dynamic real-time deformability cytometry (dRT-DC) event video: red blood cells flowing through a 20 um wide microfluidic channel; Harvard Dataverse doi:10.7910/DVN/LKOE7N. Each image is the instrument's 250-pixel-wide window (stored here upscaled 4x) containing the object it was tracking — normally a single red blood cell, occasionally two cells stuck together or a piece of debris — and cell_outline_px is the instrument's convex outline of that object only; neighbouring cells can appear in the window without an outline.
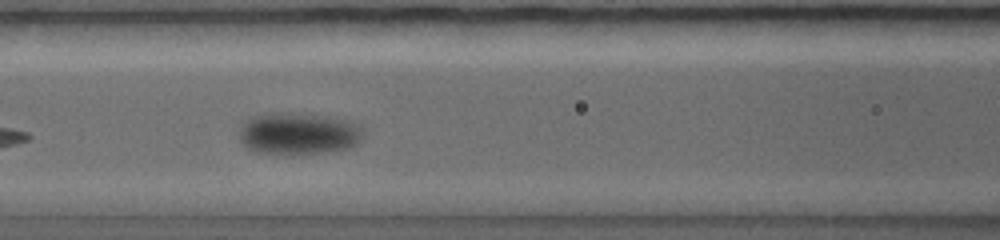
{"species": "common noctule bat (a hibernating species)", "species_latin": "Nyctalus noctula", "temperature_condition": "warm", "stored_images_in_passage": 5, "camera_frame_rate_fps": 5000, "um_per_image_px": 0.085, "animal": {"sex": "female", "body_mass_g": 19.0, "forearm_length_mm": 56.7}, "frame": {"image": 1, "passage_image": 4, "time_ms": 2.6, "image_size_px": [1000, 240], "cell_outline_px": [[360, 140], [356, 144], [344, 148], [324, 152], [256, 152], [248, 148], [240, 140], [240, 124], [252, 116], [272, 112], [304, 112], [328, 116], [348, 120], [360, 128]], "centroid_in_image_um": [25.3, 11.29], "position_along_channel_um": 141.3, "area_um2": 29.77}}